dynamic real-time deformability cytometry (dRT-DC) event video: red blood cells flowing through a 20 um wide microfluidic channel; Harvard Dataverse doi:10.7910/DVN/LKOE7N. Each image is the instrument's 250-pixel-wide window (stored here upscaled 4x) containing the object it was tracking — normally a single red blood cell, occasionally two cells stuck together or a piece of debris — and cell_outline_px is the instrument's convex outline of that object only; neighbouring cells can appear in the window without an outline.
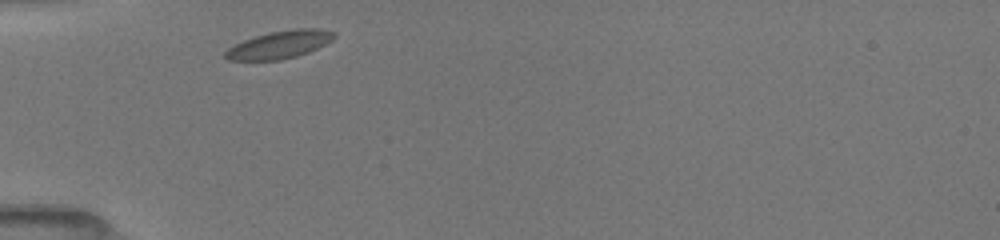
{"species": "common noctule bat (a hibernating species)", "species_latin": "Nyctalus noctula", "temperature_condition": "room temperature", "stored_images_in_passage": 11, "camera_frame_rate_fps": 3000, "um_per_image_px": 0.085, "animal": {"sex": "female", "body_mass_g": 19.5, "forearm_length_mm": 54.1}, "frame": {"image": 1, "passage_image": 1, "time_ms": 0.0, "image_size_px": [1000, 240], "cell_outline_px": [[336, 36], [332, 40], [308, 52], [296, 56], [280, 60], [228, 60], [224, 56], [224, 52], [228, 48], [244, 40], [268, 32], [296, 28], [320, 28], [332, 32]], "centroid_in_image_um": [23.75, 3.79], "position_along_channel_um": 61.3, "area_um2": 17.4}}
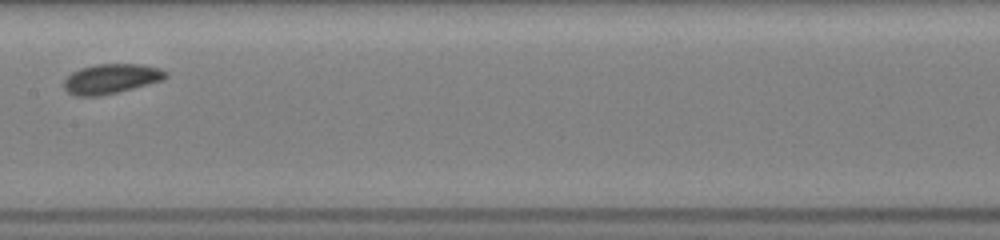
{"frame": {"image": 2, "passage_image": 6, "time_ms": 3.667, "image_size_px": [1000, 240], "cell_outline_px": [[168, 76], [164, 80], [100, 96], [76, 96], [68, 92], [64, 88], [64, 80], [72, 72], [80, 68], [96, 64], [140, 64], [160, 68], [168, 72]], "centroid_in_image_um": [9.46, 6.69], "position_along_channel_um": 197.9, "area_um2": 17.63}}
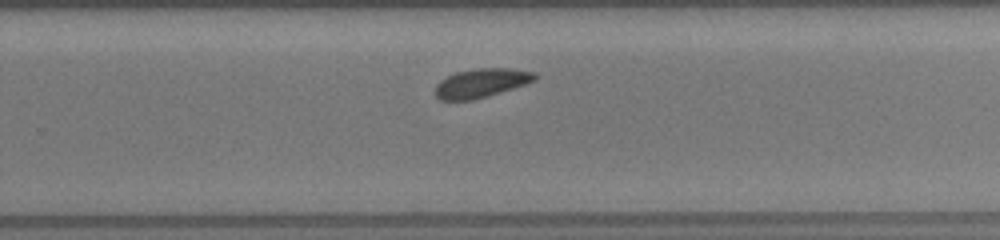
{"frame": {"image": 3, "passage_image": 10, "time_ms": 6.0, "image_size_px": [1000, 240], "cell_outline_px": [[536, 80], [488, 96], [472, 100], [440, 100], [436, 96], [436, 84], [440, 80], [456, 72], [476, 68], [512, 68], [536, 72]], "centroid_in_image_um": [40.91, 7.05], "position_along_channel_um": 288.9, "area_um2": 16.7}}